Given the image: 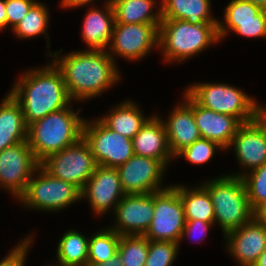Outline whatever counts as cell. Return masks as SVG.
<instances>
[{"instance_id": "obj_1", "label": "cell", "mask_w": 266, "mask_h": 266, "mask_svg": "<svg viewBox=\"0 0 266 266\" xmlns=\"http://www.w3.org/2000/svg\"><path fill=\"white\" fill-rule=\"evenodd\" d=\"M105 50L72 52L54 64L61 71L70 99L97 96L110 87L119 74L110 53ZM59 62V63H58Z\"/></svg>"}, {"instance_id": "obj_2", "label": "cell", "mask_w": 266, "mask_h": 266, "mask_svg": "<svg viewBox=\"0 0 266 266\" xmlns=\"http://www.w3.org/2000/svg\"><path fill=\"white\" fill-rule=\"evenodd\" d=\"M10 94L20 104L27 125L68 107L71 101L55 64L27 72Z\"/></svg>"}, {"instance_id": "obj_3", "label": "cell", "mask_w": 266, "mask_h": 266, "mask_svg": "<svg viewBox=\"0 0 266 266\" xmlns=\"http://www.w3.org/2000/svg\"><path fill=\"white\" fill-rule=\"evenodd\" d=\"M77 114L66 107L28 125L27 141L39 163L83 138L85 121Z\"/></svg>"}, {"instance_id": "obj_4", "label": "cell", "mask_w": 266, "mask_h": 266, "mask_svg": "<svg viewBox=\"0 0 266 266\" xmlns=\"http://www.w3.org/2000/svg\"><path fill=\"white\" fill-rule=\"evenodd\" d=\"M208 190L217 220L224 233L239 228L254 218L242 177H219L204 184Z\"/></svg>"}, {"instance_id": "obj_5", "label": "cell", "mask_w": 266, "mask_h": 266, "mask_svg": "<svg viewBox=\"0 0 266 266\" xmlns=\"http://www.w3.org/2000/svg\"><path fill=\"white\" fill-rule=\"evenodd\" d=\"M219 24H191L184 20L162 19L158 45L168 61H182L219 40Z\"/></svg>"}, {"instance_id": "obj_6", "label": "cell", "mask_w": 266, "mask_h": 266, "mask_svg": "<svg viewBox=\"0 0 266 266\" xmlns=\"http://www.w3.org/2000/svg\"><path fill=\"white\" fill-rule=\"evenodd\" d=\"M199 105L217 113L236 117L242 124L258 117L260 106L228 84H197L186 91Z\"/></svg>"}, {"instance_id": "obj_7", "label": "cell", "mask_w": 266, "mask_h": 266, "mask_svg": "<svg viewBox=\"0 0 266 266\" xmlns=\"http://www.w3.org/2000/svg\"><path fill=\"white\" fill-rule=\"evenodd\" d=\"M40 165L52 176L73 183L82 190L98 164L87 142L77 143L48 156Z\"/></svg>"}, {"instance_id": "obj_8", "label": "cell", "mask_w": 266, "mask_h": 266, "mask_svg": "<svg viewBox=\"0 0 266 266\" xmlns=\"http://www.w3.org/2000/svg\"><path fill=\"white\" fill-rule=\"evenodd\" d=\"M185 221L178 189L176 186L165 187L154 192V216L144 236L153 241L179 243Z\"/></svg>"}, {"instance_id": "obj_9", "label": "cell", "mask_w": 266, "mask_h": 266, "mask_svg": "<svg viewBox=\"0 0 266 266\" xmlns=\"http://www.w3.org/2000/svg\"><path fill=\"white\" fill-rule=\"evenodd\" d=\"M40 176L30 179L25 192L19 197L26 205L45 210H60L81 199V190L73 183L50 175L39 165Z\"/></svg>"}, {"instance_id": "obj_10", "label": "cell", "mask_w": 266, "mask_h": 266, "mask_svg": "<svg viewBox=\"0 0 266 266\" xmlns=\"http://www.w3.org/2000/svg\"><path fill=\"white\" fill-rule=\"evenodd\" d=\"M83 139L98 165L117 168L134 155L132 139L112 131L100 120L84 122Z\"/></svg>"}, {"instance_id": "obj_11", "label": "cell", "mask_w": 266, "mask_h": 266, "mask_svg": "<svg viewBox=\"0 0 266 266\" xmlns=\"http://www.w3.org/2000/svg\"><path fill=\"white\" fill-rule=\"evenodd\" d=\"M28 141L7 147L0 152V183L15 196L20 197L26 190L34 171L39 170Z\"/></svg>"}, {"instance_id": "obj_12", "label": "cell", "mask_w": 266, "mask_h": 266, "mask_svg": "<svg viewBox=\"0 0 266 266\" xmlns=\"http://www.w3.org/2000/svg\"><path fill=\"white\" fill-rule=\"evenodd\" d=\"M125 194H148L157 192L165 165L153 158L133 155L116 168Z\"/></svg>"}, {"instance_id": "obj_13", "label": "cell", "mask_w": 266, "mask_h": 266, "mask_svg": "<svg viewBox=\"0 0 266 266\" xmlns=\"http://www.w3.org/2000/svg\"><path fill=\"white\" fill-rule=\"evenodd\" d=\"M160 24H124L115 22L112 50L127 59H140L152 46H158Z\"/></svg>"}, {"instance_id": "obj_14", "label": "cell", "mask_w": 266, "mask_h": 266, "mask_svg": "<svg viewBox=\"0 0 266 266\" xmlns=\"http://www.w3.org/2000/svg\"><path fill=\"white\" fill-rule=\"evenodd\" d=\"M118 227L112 228L120 236L145 235L154 216V192L125 194L115 208Z\"/></svg>"}, {"instance_id": "obj_15", "label": "cell", "mask_w": 266, "mask_h": 266, "mask_svg": "<svg viewBox=\"0 0 266 266\" xmlns=\"http://www.w3.org/2000/svg\"><path fill=\"white\" fill-rule=\"evenodd\" d=\"M125 195L123 192L118 170L112 167L98 165L90 179L81 190V197H88L91 207L98 214H103L112 205L114 209L120 202L118 199ZM116 201V203H115Z\"/></svg>"}, {"instance_id": "obj_16", "label": "cell", "mask_w": 266, "mask_h": 266, "mask_svg": "<svg viewBox=\"0 0 266 266\" xmlns=\"http://www.w3.org/2000/svg\"><path fill=\"white\" fill-rule=\"evenodd\" d=\"M225 236L230 252L242 266H252L266 249V227L255 217Z\"/></svg>"}, {"instance_id": "obj_17", "label": "cell", "mask_w": 266, "mask_h": 266, "mask_svg": "<svg viewBox=\"0 0 266 266\" xmlns=\"http://www.w3.org/2000/svg\"><path fill=\"white\" fill-rule=\"evenodd\" d=\"M231 144L240 164L255 169L266 163V128L258 119L242 124Z\"/></svg>"}, {"instance_id": "obj_18", "label": "cell", "mask_w": 266, "mask_h": 266, "mask_svg": "<svg viewBox=\"0 0 266 266\" xmlns=\"http://www.w3.org/2000/svg\"><path fill=\"white\" fill-rule=\"evenodd\" d=\"M185 98L188 103L174 109L170 119L164 124L173 156L202 138L194 118V99L187 92Z\"/></svg>"}, {"instance_id": "obj_19", "label": "cell", "mask_w": 266, "mask_h": 266, "mask_svg": "<svg viewBox=\"0 0 266 266\" xmlns=\"http://www.w3.org/2000/svg\"><path fill=\"white\" fill-rule=\"evenodd\" d=\"M194 118L201 137L217 142L223 149L231 145L233 137L242 125L236 117L207 109L195 100Z\"/></svg>"}, {"instance_id": "obj_20", "label": "cell", "mask_w": 266, "mask_h": 266, "mask_svg": "<svg viewBox=\"0 0 266 266\" xmlns=\"http://www.w3.org/2000/svg\"><path fill=\"white\" fill-rule=\"evenodd\" d=\"M134 154L156 159L167 164L173 156L169 149L164 123L158 117L146 121L140 131L132 138Z\"/></svg>"}, {"instance_id": "obj_21", "label": "cell", "mask_w": 266, "mask_h": 266, "mask_svg": "<svg viewBox=\"0 0 266 266\" xmlns=\"http://www.w3.org/2000/svg\"><path fill=\"white\" fill-rule=\"evenodd\" d=\"M162 19L184 20L191 24H219L218 37L228 31L225 26L213 19L210 14V0H162Z\"/></svg>"}, {"instance_id": "obj_22", "label": "cell", "mask_w": 266, "mask_h": 266, "mask_svg": "<svg viewBox=\"0 0 266 266\" xmlns=\"http://www.w3.org/2000/svg\"><path fill=\"white\" fill-rule=\"evenodd\" d=\"M28 125L20 104L8 94L0 106V152L27 141Z\"/></svg>"}, {"instance_id": "obj_23", "label": "cell", "mask_w": 266, "mask_h": 266, "mask_svg": "<svg viewBox=\"0 0 266 266\" xmlns=\"http://www.w3.org/2000/svg\"><path fill=\"white\" fill-rule=\"evenodd\" d=\"M106 14L92 9L84 19L82 34L90 50H104L111 41L115 24L114 9L110 1L106 4Z\"/></svg>"}, {"instance_id": "obj_24", "label": "cell", "mask_w": 266, "mask_h": 266, "mask_svg": "<svg viewBox=\"0 0 266 266\" xmlns=\"http://www.w3.org/2000/svg\"><path fill=\"white\" fill-rule=\"evenodd\" d=\"M115 22L124 24H160L161 10L158 14H151L154 0H111Z\"/></svg>"}, {"instance_id": "obj_25", "label": "cell", "mask_w": 266, "mask_h": 266, "mask_svg": "<svg viewBox=\"0 0 266 266\" xmlns=\"http://www.w3.org/2000/svg\"><path fill=\"white\" fill-rule=\"evenodd\" d=\"M99 120L112 131L132 139L148 119L143 117L136 105L127 101Z\"/></svg>"}, {"instance_id": "obj_26", "label": "cell", "mask_w": 266, "mask_h": 266, "mask_svg": "<svg viewBox=\"0 0 266 266\" xmlns=\"http://www.w3.org/2000/svg\"><path fill=\"white\" fill-rule=\"evenodd\" d=\"M185 212V220H201L215 222L214 208L208 190L202 186L187 191L186 188L177 186Z\"/></svg>"}, {"instance_id": "obj_27", "label": "cell", "mask_w": 266, "mask_h": 266, "mask_svg": "<svg viewBox=\"0 0 266 266\" xmlns=\"http://www.w3.org/2000/svg\"><path fill=\"white\" fill-rule=\"evenodd\" d=\"M89 239L77 231L65 233L58 244L57 257L60 266H86Z\"/></svg>"}, {"instance_id": "obj_28", "label": "cell", "mask_w": 266, "mask_h": 266, "mask_svg": "<svg viewBox=\"0 0 266 266\" xmlns=\"http://www.w3.org/2000/svg\"><path fill=\"white\" fill-rule=\"evenodd\" d=\"M120 235L114 230H105L89 238L87 263L101 264L116 255Z\"/></svg>"}, {"instance_id": "obj_29", "label": "cell", "mask_w": 266, "mask_h": 266, "mask_svg": "<svg viewBox=\"0 0 266 266\" xmlns=\"http://www.w3.org/2000/svg\"><path fill=\"white\" fill-rule=\"evenodd\" d=\"M149 250V239L144 235L120 236L118 251L124 266H144Z\"/></svg>"}, {"instance_id": "obj_30", "label": "cell", "mask_w": 266, "mask_h": 266, "mask_svg": "<svg viewBox=\"0 0 266 266\" xmlns=\"http://www.w3.org/2000/svg\"><path fill=\"white\" fill-rule=\"evenodd\" d=\"M49 15L46 7L36 2L15 26L14 31L18 37L28 38L44 34L47 28Z\"/></svg>"}, {"instance_id": "obj_31", "label": "cell", "mask_w": 266, "mask_h": 266, "mask_svg": "<svg viewBox=\"0 0 266 266\" xmlns=\"http://www.w3.org/2000/svg\"><path fill=\"white\" fill-rule=\"evenodd\" d=\"M263 9L243 0H232L225 10V22L233 31L238 23L259 22V13Z\"/></svg>"}, {"instance_id": "obj_32", "label": "cell", "mask_w": 266, "mask_h": 266, "mask_svg": "<svg viewBox=\"0 0 266 266\" xmlns=\"http://www.w3.org/2000/svg\"><path fill=\"white\" fill-rule=\"evenodd\" d=\"M237 176L243 178L250 205L255 212L266 203V163L253 169L251 175L237 174Z\"/></svg>"}, {"instance_id": "obj_33", "label": "cell", "mask_w": 266, "mask_h": 266, "mask_svg": "<svg viewBox=\"0 0 266 266\" xmlns=\"http://www.w3.org/2000/svg\"><path fill=\"white\" fill-rule=\"evenodd\" d=\"M178 245L172 241L149 240V250L144 266H171L176 257Z\"/></svg>"}, {"instance_id": "obj_34", "label": "cell", "mask_w": 266, "mask_h": 266, "mask_svg": "<svg viewBox=\"0 0 266 266\" xmlns=\"http://www.w3.org/2000/svg\"><path fill=\"white\" fill-rule=\"evenodd\" d=\"M215 147H221L217 142L200 138L177 154L183 155L194 164L208 162L214 154Z\"/></svg>"}, {"instance_id": "obj_35", "label": "cell", "mask_w": 266, "mask_h": 266, "mask_svg": "<svg viewBox=\"0 0 266 266\" xmlns=\"http://www.w3.org/2000/svg\"><path fill=\"white\" fill-rule=\"evenodd\" d=\"M35 3L33 0H5L7 25L14 29Z\"/></svg>"}, {"instance_id": "obj_36", "label": "cell", "mask_w": 266, "mask_h": 266, "mask_svg": "<svg viewBox=\"0 0 266 266\" xmlns=\"http://www.w3.org/2000/svg\"><path fill=\"white\" fill-rule=\"evenodd\" d=\"M234 31L246 37H265L266 9L259 13V22L238 23V27Z\"/></svg>"}, {"instance_id": "obj_37", "label": "cell", "mask_w": 266, "mask_h": 266, "mask_svg": "<svg viewBox=\"0 0 266 266\" xmlns=\"http://www.w3.org/2000/svg\"><path fill=\"white\" fill-rule=\"evenodd\" d=\"M30 241V238H26V241L17 246L7 257H5V259L0 262V266H24L25 253Z\"/></svg>"}, {"instance_id": "obj_38", "label": "cell", "mask_w": 266, "mask_h": 266, "mask_svg": "<svg viewBox=\"0 0 266 266\" xmlns=\"http://www.w3.org/2000/svg\"><path fill=\"white\" fill-rule=\"evenodd\" d=\"M212 224L213 222H204L201 220H186L181 234V239L186 234L190 236V234H192L194 231L196 232V230H200L199 232L205 235V232L208 231V227Z\"/></svg>"}, {"instance_id": "obj_39", "label": "cell", "mask_w": 266, "mask_h": 266, "mask_svg": "<svg viewBox=\"0 0 266 266\" xmlns=\"http://www.w3.org/2000/svg\"><path fill=\"white\" fill-rule=\"evenodd\" d=\"M86 266H124V265L122 264V260L119 254L116 253L115 256L108 259L105 263H101V264L87 263Z\"/></svg>"}, {"instance_id": "obj_40", "label": "cell", "mask_w": 266, "mask_h": 266, "mask_svg": "<svg viewBox=\"0 0 266 266\" xmlns=\"http://www.w3.org/2000/svg\"><path fill=\"white\" fill-rule=\"evenodd\" d=\"M254 217L266 227V203L254 212Z\"/></svg>"}, {"instance_id": "obj_41", "label": "cell", "mask_w": 266, "mask_h": 266, "mask_svg": "<svg viewBox=\"0 0 266 266\" xmlns=\"http://www.w3.org/2000/svg\"><path fill=\"white\" fill-rule=\"evenodd\" d=\"M7 26V16L5 9V0H0V29Z\"/></svg>"}, {"instance_id": "obj_42", "label": "cell", "mask_w": 266, "mask_h": 266, "mask_svg": "<svg viewBox=\"0 0 266 266\" xmlns=\"http://www.w3.org/2000/svg\"><path fill=\"white\" fill-rule=\"evenodd\" d=\"M93 0H62V6L63 7H75V6H81L85 5Z\"/></svg>"}, {"instance_id": "obj_43", "label": "cell", "mask_w": 266, "mask_h": 266, "mask_svg": "<svg viewBox=\"0 0 266 266\" xmlns=\"http://www.w3.org/2000/svg\"><path fill=\"white\" fill-rule=\"evenodd\" d=\"M252 266H266V249L261 253Z\"/></svg>"}, {"instance_id": "obj_44", "label": "cell", "mask_w": 266, "mask_h": 266, "mask_svg": "<svg viewBox=\"0 0 266 266\" xmlns=\"http://www.w3.org/2000/svg\"><path fill=\"white\" fill-rule=\"evenodd\" d=\"M257 119L265 126L266 128V111L265 108L260 107Z\"/></svg>"}, {"instance_id": "obj_45", "label": "cell", "mask_w": 266, "mask_h": 266, "mask_svg": "<svg viewBox=\"0 0 266 266\" xmlns=\"http://www.w3.org/2000/svg\"><path fill=\"white\" fill-rule=\"evenodd\" d=\"M252 4L260 6L262 9H266V0H243Z\"/></svg>"}]
</instances>
